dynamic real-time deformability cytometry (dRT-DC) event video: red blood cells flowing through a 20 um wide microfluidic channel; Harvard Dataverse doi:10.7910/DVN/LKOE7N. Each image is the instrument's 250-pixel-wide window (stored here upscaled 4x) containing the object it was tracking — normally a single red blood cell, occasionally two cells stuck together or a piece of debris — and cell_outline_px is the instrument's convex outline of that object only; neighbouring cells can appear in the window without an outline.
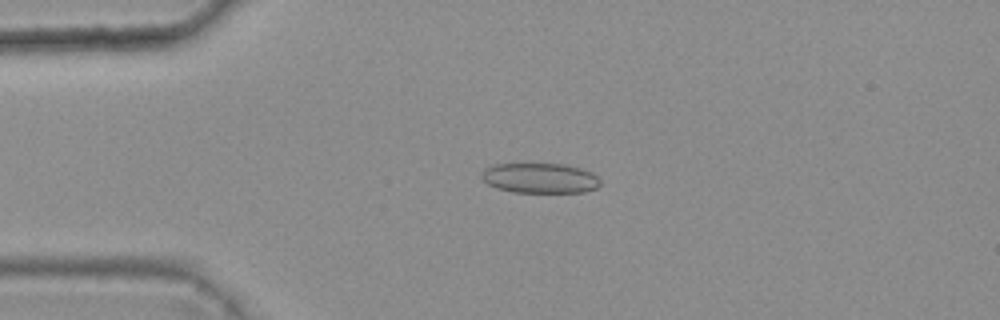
{"species": "common noctule bat (a hibernating species)", "species_latin": "Nyctalus noctula", "temperature_condition": "warm", "stored_images_in_passage": 3, "camera_frame_rate_fps": 3000, "um_per_image_px": 0.085, "animal": {"sex": "female", "body_mass_g": 25.1}, "frame": {"image": 1, "passage_image": 2, "time_ms": 0.333, "image_size_px": [1000, 320], "cell_outline_px": [[600, 184], [596, 188], [584, 192], [512, 192], [496, 188], [488, 184], [480, 176], [480, 172], [484, 168], [496, 164], [564, 164], [580, 168], [592, 172], [600, 180]], "centroid_in_image_um": [45.87, 15.14], "position_along_channel_um": 39.1, "area_um2": 20.87}}